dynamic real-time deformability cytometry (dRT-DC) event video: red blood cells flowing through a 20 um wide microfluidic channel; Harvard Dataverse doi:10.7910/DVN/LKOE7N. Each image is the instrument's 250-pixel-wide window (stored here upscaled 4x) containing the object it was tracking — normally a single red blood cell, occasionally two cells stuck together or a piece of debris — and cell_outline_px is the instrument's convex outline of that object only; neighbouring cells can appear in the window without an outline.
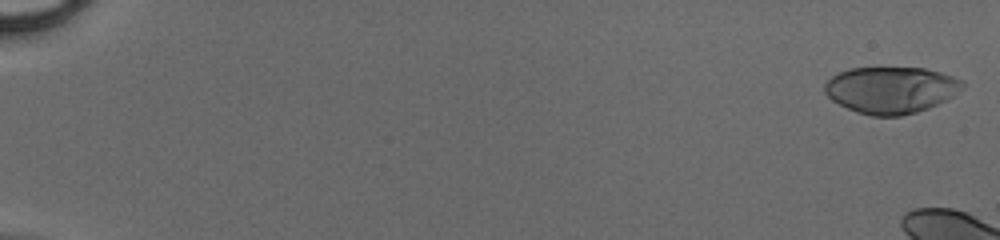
{"species": "human", "species_latin": "Homo sapiens", "temperature_condition": "cold", "stored_images_in_passage": 12, "camera_frame_rate_fps": 3000, "um_per_image_px": 0.085, "donor": {"sex": "male"}, "frame": {"image": 1, "passage_image": 1, "time_ms": 0.0, "image_size_px": [1000, 240], "cell_outline_px": [[964, 88], [952, 96], [928, 108], [916, 112], [900, 116], [872, 116], [856, 112], [832, 100], [824, 92], [824, 84], [832, 76], [840, 72], [852, 68], [880, 64], [924, 68], [940, 72], [964, 80]], "centroid_in_image_um": [75.72, 7.59], "position_along_channel_um": 9.3, "area_um2": 38.38}}